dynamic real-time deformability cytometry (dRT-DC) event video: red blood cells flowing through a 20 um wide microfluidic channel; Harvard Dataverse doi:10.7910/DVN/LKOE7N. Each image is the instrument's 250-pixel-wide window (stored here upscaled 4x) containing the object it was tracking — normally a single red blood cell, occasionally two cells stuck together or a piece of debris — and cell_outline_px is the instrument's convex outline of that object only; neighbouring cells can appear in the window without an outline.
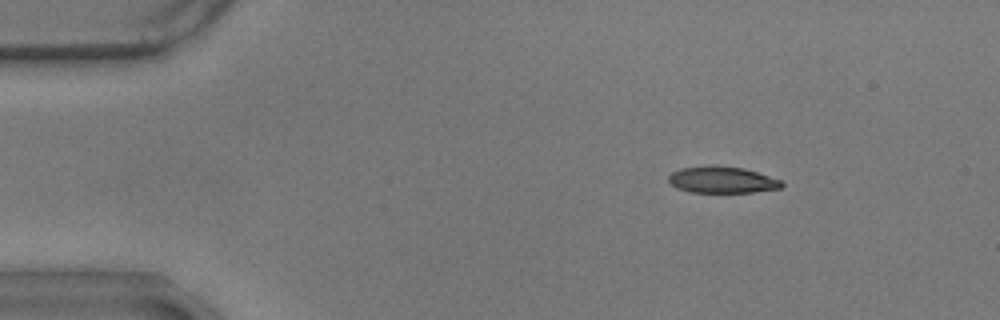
{"species": "common noctule bat (a hibernating species)", "species_latin": "Nyctalus noctula", "temperature_condition": "warm", "stored_images_in_passage": 57, "camera_frame_rate_fps": 3000, "um_per_image_px": 0.085, "animal": {"sex": "male", "body_mass_g": 17.9}, "frame": {"image": 1, "passage_image": 8, "time_ms": 2.333, "image_size_px": [1000, 320], "cell_outline_px": [[784, 184], [780, 188], [752, 192], [688, 192], [676, 188], [668, 180], [668, 176], [672, 172], [680, 168], [744, 168], [780, 180]], "centroid_in_image_um": [61.37, 15.33], "position_along_channel_um": 23.6, "area_um2": 16.65}}
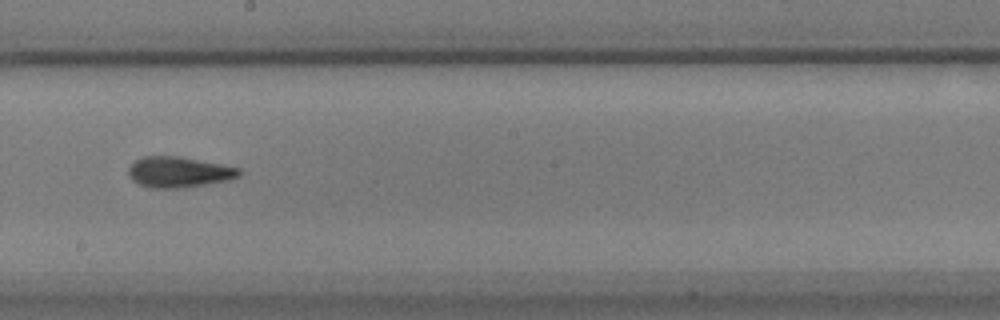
{"frame": {"image": 2, "passage_image": 32, "time_ms": 10.333, "image_size_px": [1000, 320], "cell_outline_px": [[244, 172], [240, 176], [228, 180], [204, 184], [176, 188], [152, 188], [136, 184], [128, 176], [128, 168], [136, 160], [144, 156], [176, 156], [220, 164], [240, 168]], "centroid_in_image_um": [15.18, 14.63], "position_along_channel_um": 233.0, "area_um2": 19.71}}
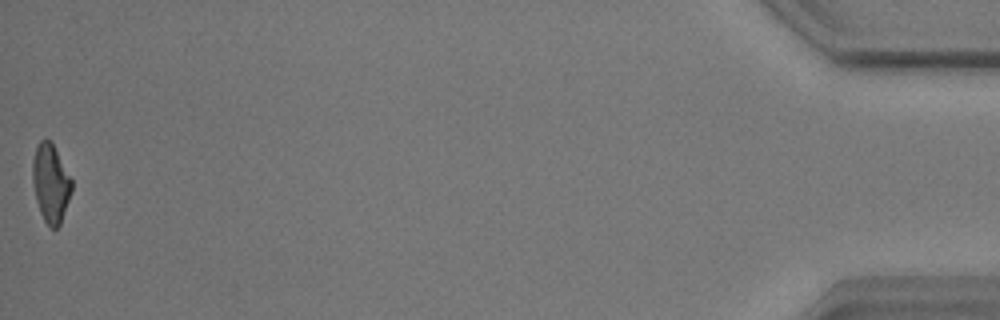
{"frame": {"image": 3, "passage_image": 57, "time_ms": 18.667, "image_size_px": [1000, 320], "cell_outline_px": [[72, 192], [60, 224], [56, 228], [52, 228], [44, 220], [40, 212], [36, 200], [32, 180], [32, 160], [36, 148], [40, 140], [52, 140], [72, 180]], "centroid_in_image_um": [4.31, 15.55], "position_along_channel_um": 430.9, "area_um2": 17.92}, "authors_computed_cell_mechanics": {"area_um2": 18.8428, "velocity_mm_per_s": 3.5247, "shape_relaxation_time_tau1_ms": 5.5482, "shape_relaxation_time_tau2_ms": 2.6505, "deformation_change_tau1": 0.1913, "deformation_change_tau2": 0.1091}}